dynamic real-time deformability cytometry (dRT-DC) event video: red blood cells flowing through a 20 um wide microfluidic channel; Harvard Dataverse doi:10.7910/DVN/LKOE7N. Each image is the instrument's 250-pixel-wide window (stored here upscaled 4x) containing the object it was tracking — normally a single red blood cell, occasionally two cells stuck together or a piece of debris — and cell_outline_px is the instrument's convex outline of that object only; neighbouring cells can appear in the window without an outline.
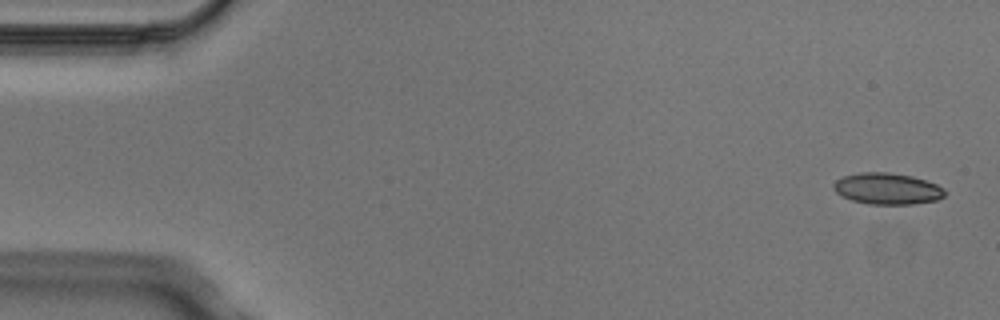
{"species": "Egyptian fruit bat (a non-hibernating species)", "species_latin": "Rousettus aegyptiacus", "temperature_condition": "cold", "stored_images_in_passage": 7, "camera_frame_rate_fps": 3000, "um_per_image_px": 0.085, "animal": {"sex": "male"}, "frame": {"image": 1, "passage_image": 1, "time_ms": 0.0, "image_size_px": [1000, 320], "cell_outline_px": [[944, 196], [936, 200], [912, 204], [868, 204], [852, 200], [840, 196], [832, 188], [832, 184], [836, 180], [844, 176], [860, 172], [888, 172], [912, 176], [936, 184], [944, 188]], "centroid_in_image_um": [75.37, 16.03], "position_along_channel_um": 9.6, "area_um2": 20.35}}
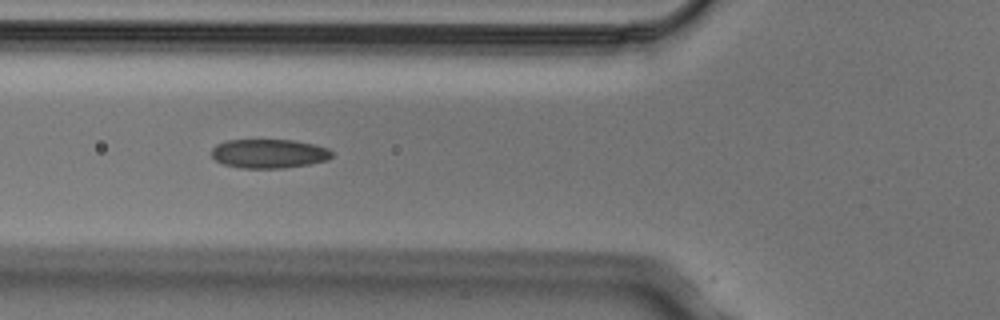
{"frame": {"image": 2, "passage_image": 6, "time_ms": 1.667, "image_size_px": [1000, 320], "cell_outline_px": [[332, 156], [328, 160], [308, 164], [284, 168], [240, 168], [224, 164], [216, 160], [212, 156], [212, 148], [216, 144], [228, 140], [292, 140], [312, 144], [328, 148], [332, 152]], "centroid_in_image_um": [22.85, 13.06], "position_along_channel_um": 102.9, "area_um2": 20.29}}
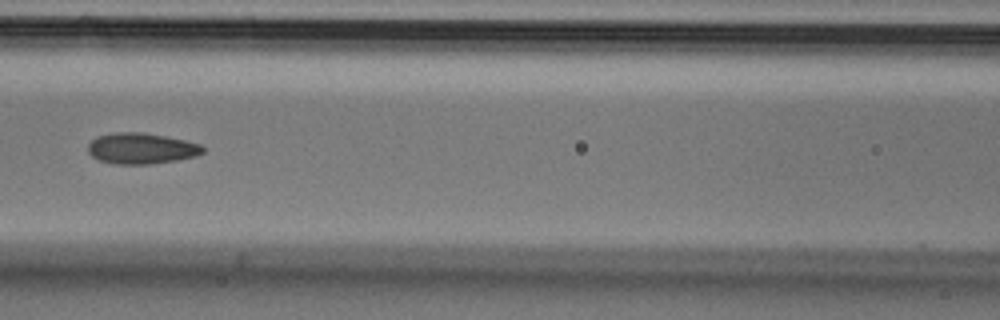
{"frame": {"image": 3, "passage_image": 7, "time_ms": 2.0, "image_size_px": [1000, 320], "cell_outline_px": [[204, 152], [196, 156], [176, 160], [148, 164], [112, 164], [100, 160], [92, 156], [88, 152], [88, 144], [96, 136], [112, 132], [144, 132], [184, 140], [200, 144], [204, 148]], "centroid_in_image_um": [11.98, 12.61], "position_along_channel_um": 154.6, "area_um2": 20.75}}